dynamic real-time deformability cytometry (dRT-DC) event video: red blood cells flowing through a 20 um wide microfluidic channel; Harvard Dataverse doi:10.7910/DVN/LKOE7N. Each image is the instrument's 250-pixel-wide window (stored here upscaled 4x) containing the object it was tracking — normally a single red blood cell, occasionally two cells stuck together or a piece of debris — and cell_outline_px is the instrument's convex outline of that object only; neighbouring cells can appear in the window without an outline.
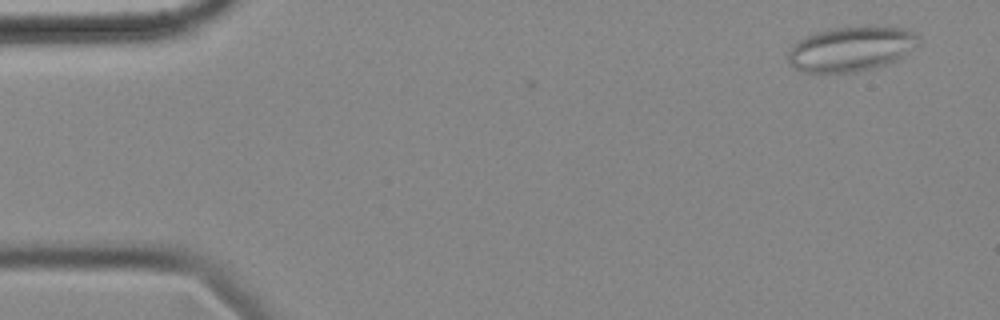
{"species": "common noctule bat (a hibernating species)", "species_latin": "Nyctalus noctula", "temperature_condition": "cold", "stored_images_in_passage": 3, "camera_frame_rate_fps": 3000, "um_per_image_px": 0.085, "animal": {"sex": "female", "body_mass_g": 18.4}, "frame": {"image": 1, "passage_image": 1, "time_ms": 0.0, "image_size_px": [1000, 320], "cell_outline_px": [[924, 40], [900, 56], [884, 64], [872, 68], [856, 72], [800, 72], [788, 64], [788, 52], [792, 44], [796, 40], [804, 36], [828, 28], [868, 24], [876, 24], [904, 28], [920, 36]], "centroid_in_image_um": [72.3, 4.1], "position_along_channel_um": 12.7, "area_um2": 34.8}}